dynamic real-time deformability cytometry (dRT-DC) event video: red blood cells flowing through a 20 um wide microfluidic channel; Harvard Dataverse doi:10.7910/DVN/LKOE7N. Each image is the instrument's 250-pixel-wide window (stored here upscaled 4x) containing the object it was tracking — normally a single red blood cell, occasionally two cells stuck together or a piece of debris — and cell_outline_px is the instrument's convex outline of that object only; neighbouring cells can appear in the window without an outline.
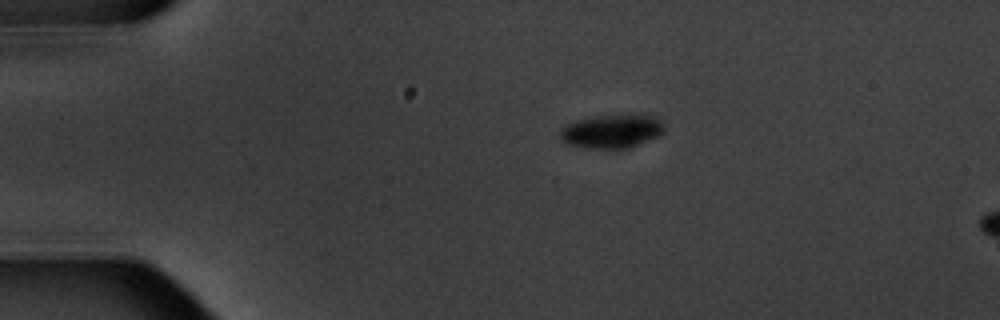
{"species": "common noctule bat (a hibernating species)", "species_latin": "Nyctalus noctula", "temperature_condition": "warm", "stored_images_in_passage": 4, "camera_frame_rate_fps": 3000, "um_per_image_px": 0.085, "animal": {"sex": "male", "body_mass_g": 20.1, "forearm_length_mm": 53.5}, "frame": {"image": 1, "passage_image": 2, "time_ms": 1.333, "image_size_px": [1000, 320], "cell_outline_px": [[664, 132], [660, 136], [628, 148], [584, 148], [564, 144], [560, 140], [560, 132], [568, 124], [576, 120], [596, 116], [656, 116], [664, 124]], "centroid_in_image_um": [51.99, 11.19], "position_along_channel_um": 33.0, "area_um2": 20.23}}